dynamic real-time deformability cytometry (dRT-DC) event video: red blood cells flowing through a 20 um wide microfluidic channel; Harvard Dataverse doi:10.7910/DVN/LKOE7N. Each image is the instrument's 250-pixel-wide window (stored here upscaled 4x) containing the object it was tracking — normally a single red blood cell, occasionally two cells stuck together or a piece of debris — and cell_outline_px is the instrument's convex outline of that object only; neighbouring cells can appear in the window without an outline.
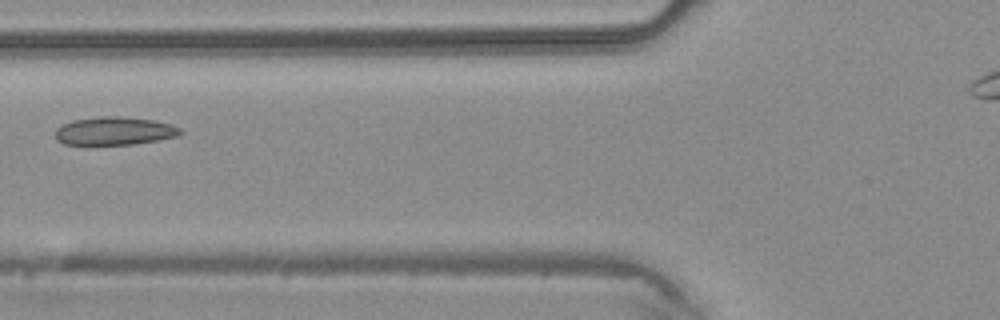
{"species": "common noctule bat (a hibernating species)", "species_latin": "Nyctalus noctula", "temperature_condition": "warm", "stored_images_in_passage": 2, "camera_frame_rate_fps": 3000, "um_per_image_px": 0.085, "animal": {"sex": "male", "body_mass_g": 20.4}, "frame": {"image": 1, "passage_image": 2, "time_ms": 0.333, "image_size_px": [1000, 320], "cell_outline_px": [[184, 132], [176, 136], [156, 140], [132, 144], [64, 144], [56, 140], [56, 128], [72, 120], [100, 116], [120, 116], [152, 120], [172, 124], [180, 128]], "centroid_in_image_um": [9.72, 11.12], "position_along_channel_um": 116.1, "area_um2": 20.35}}